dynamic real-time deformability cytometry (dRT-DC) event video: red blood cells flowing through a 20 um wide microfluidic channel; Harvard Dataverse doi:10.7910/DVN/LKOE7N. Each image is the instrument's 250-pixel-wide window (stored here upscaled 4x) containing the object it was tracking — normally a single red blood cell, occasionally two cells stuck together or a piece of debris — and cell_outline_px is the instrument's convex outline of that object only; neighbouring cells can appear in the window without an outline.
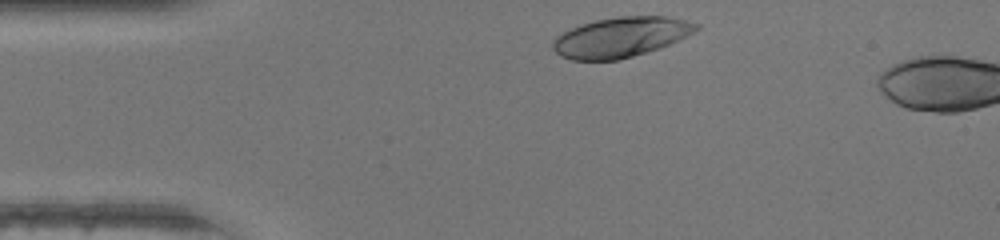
{"species": "human", "species_latin": "Homo sapiens", "temperature_condition": "warm", "stored_images_in_passage": 4, "camera_frame_rate_fps": 3000, "um_per_image_px": 0.085, "donor": {"sex": "female"}, "frame": {"image": 1, "passage_image": 1, "time_ms": 0.0, "image_size_px": [1000, 240], "cell_outline_px": [[700, 28], [660, 48], [620, 60], [572, 60], [560, 56], [552, 48], [552, 40], [556, 36], [580, 24], [596, 20], [620, 16], [668, 16], [700, 24]], "centroid_in_image_um": [52.73, 3.16], "position_along_channel_um": 32.3, "area_um2": 33.29}}